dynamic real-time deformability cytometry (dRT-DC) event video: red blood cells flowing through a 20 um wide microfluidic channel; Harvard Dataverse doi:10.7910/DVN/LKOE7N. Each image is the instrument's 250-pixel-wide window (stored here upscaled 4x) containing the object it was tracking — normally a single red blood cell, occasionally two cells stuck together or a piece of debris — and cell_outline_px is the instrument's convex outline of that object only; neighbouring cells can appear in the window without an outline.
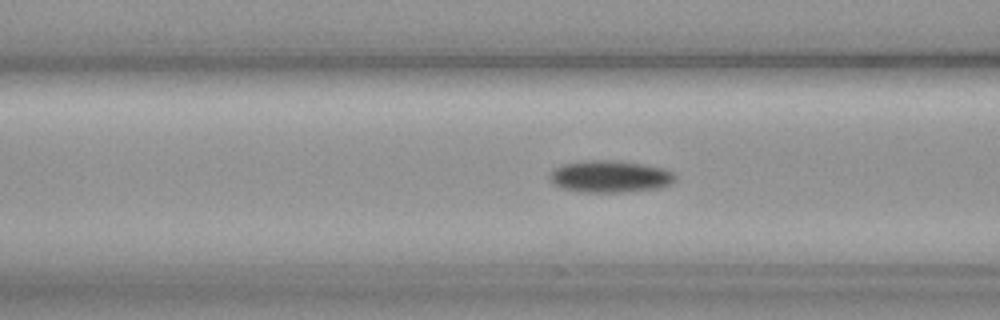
{"species": "common noctule bat (a hibernating species)", "species_latin": "Nyctalus noctula", "temperature_condition": "cold", "stored_images_in_passage": 39, "camera_frame_rate_fps": 3000, "um_per_image_px": 0.085, "animal": {"sex": "female", "body_mass_g": 19.3, "forearm_length_mm": 54.1}, "frame": {"image": 1, "passage_image": 4, "time_ms": 1.0, "image_size_px": [1000, 320], "cell_outline_px": [[676, 180], [660, 188], [620, 192], [584, 192], [560, 188], [552, 184], [548, 176], [552, 168], [564, 164], [584, 160], [612, 160], [640, 164], [664, 168], [672, 172], [676, 176]], "centroid_in_image_um": [51.79, 15.0], "position_along_channel_um": 114.8, "area_um2": 23.47}}
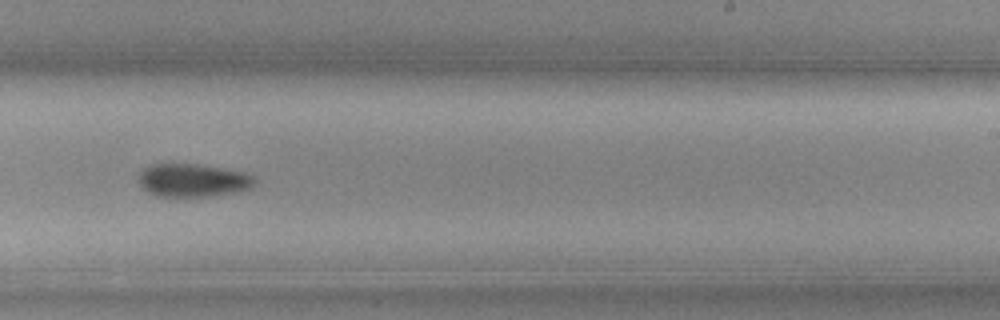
{"frame": {"image": 2, "passage_image": 17, "time_ms": 5.333, "image_size_px": [1000, 320], "cell_outline_px": [[256, 184], [252, 188], [232, 192], [208, 196], [156, 196], [148, 192], [140, 184], [140, 172], [144, 168], [152, 164], [196, 164], [244, 172], [252, 176], [256, 180]], "centroid_in_image_um": [16.4, 15.32], "position_along_channel_um": 272.6, "area_um2": 22.08}}
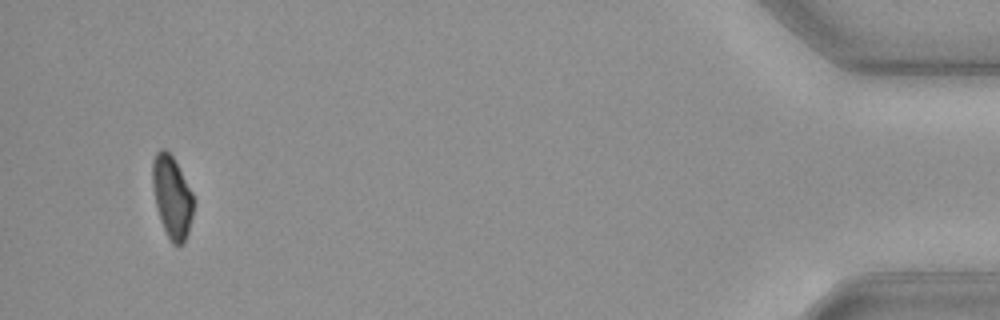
{"frame": {"image": 3, "passage_image": 36, "time_ms": 11.667, "image_size_px": [1000, 320], "cell_outline_px": [[192, 216], [188, 232], [184, 244], [172, 244], [160, 220], [156, 208], [152, 184], [152, 160], [156, 152], [160, 148], [164, 148], [172, 156], [192, 192]], "centroid_in_image_um": [14.59, 16.73], "position_along_channel_um": 420.6, "area_um2": 19.42}}